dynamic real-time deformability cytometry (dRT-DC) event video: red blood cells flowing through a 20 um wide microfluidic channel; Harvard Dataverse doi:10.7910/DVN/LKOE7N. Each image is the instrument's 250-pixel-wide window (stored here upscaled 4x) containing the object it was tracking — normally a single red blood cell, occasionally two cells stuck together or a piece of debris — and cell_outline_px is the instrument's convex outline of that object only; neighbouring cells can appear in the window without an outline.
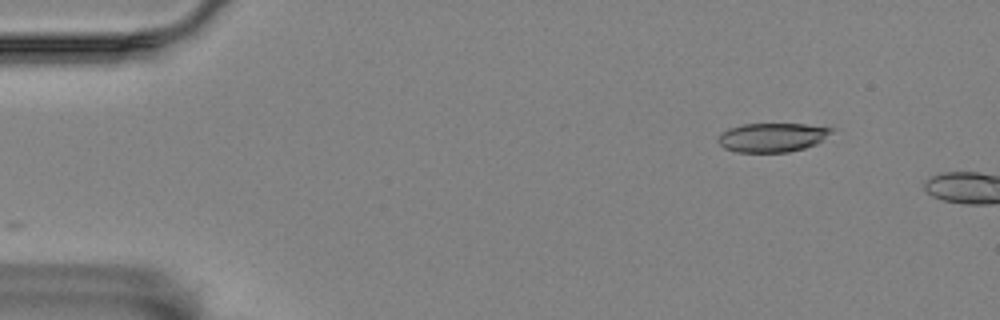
{"species": "Egyptian fruit bat (a non-hibernating species)", "species_latin": "Rousettus aegyptiacus", "temperature_condition": "room temperature", "stored_images_in_passage": 4, "camera_frame_rate_fps": 3000, "um_per_image_px": 0.085, "animal": {"sex": "female"}, "frame": {"image": 1, "passage_image": 1, "time_ms": 0.0, "image_size_px": [1000, 320], "cell_outline_px": [[836, 128], [832, 132], [816, 144], [804, 148], [788, 152], [736, 152], [724, 148], [716, 140], [728, 128], [744, 124], [804, 124]], "centroid_in_image_um": [65.65, 11.68], "position_along_channel_um": 19.4, "area_um2": 19.07}}